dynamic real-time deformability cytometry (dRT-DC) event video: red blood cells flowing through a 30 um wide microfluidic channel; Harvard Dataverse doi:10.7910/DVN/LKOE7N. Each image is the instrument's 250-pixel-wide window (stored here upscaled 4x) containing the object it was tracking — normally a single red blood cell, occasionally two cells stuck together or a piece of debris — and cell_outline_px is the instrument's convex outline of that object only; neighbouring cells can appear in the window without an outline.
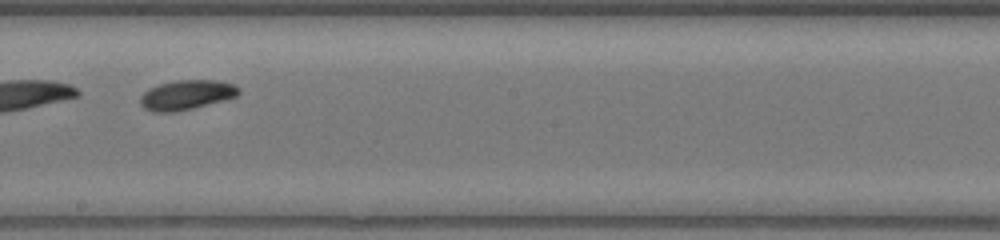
{"species": "common noctule bat (a hibernating species)", "species_latin": "Nyctalus noctula", "temperature_condition": "warm", "stored_images_in_passage": 29, "camera_frame_rate_fps": 3000, "um_per_image_px": 0.085, "animal": {"sex": "female", "body_mass_g": 17.0, "forearm_length_mm": 48.0}, "frame": {"image": 1, "passage_image": 13, "time_ms": 4.0, "image_size_px": [1000, 240], "cell_outline_px": [[240, 92], [236, 96], [228, 100], [176, 112], [152, 112], [144, 108], [140, 104], [140, 96], [148, 88], [156, 84], [172, 80], [220, 80], [232, 84], [240, 88]], "centroid_in_image_um": [15.84, 8.06], "position_along_channel_um": 232.4, "area_um2": 17.46}, "authors_computed_cell_mechanics": {"area_um2": 16.6464, "velocity_mm_per_s": 4.3366, "shape_relaxation_time_tau1_ms": 2.2179, "shape_relaxation_time_tau2_ms": null, "deformation_change_tau1": 0.1264, "deformation_change_tau2": null}}